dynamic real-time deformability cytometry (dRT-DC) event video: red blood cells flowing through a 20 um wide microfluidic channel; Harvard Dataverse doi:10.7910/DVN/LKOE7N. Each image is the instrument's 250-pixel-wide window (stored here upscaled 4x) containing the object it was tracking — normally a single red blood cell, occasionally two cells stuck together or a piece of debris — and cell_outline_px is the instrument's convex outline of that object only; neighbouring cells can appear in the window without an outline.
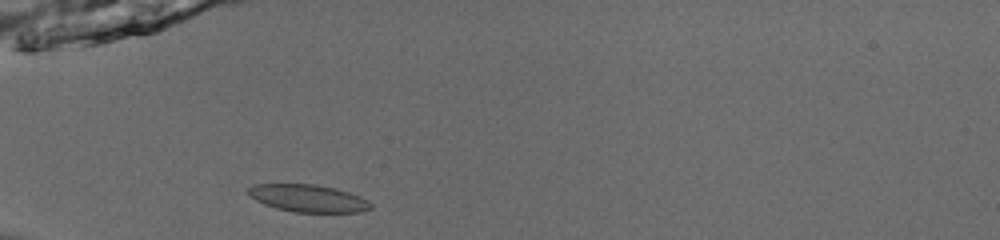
{"species": "common noctule bat (a hibernating species)", "species_latin": "Nyctalus noctula", "temperature_condition": "room temperature", "stored_images_in_passage": 35, "camera_frame_rate_fps": 3000, "um_per_image_px": 0.085, "animal": {"sex": "male", "body_mass_g": 13.0, "forearm_length_mm": 53.1}, "frame": {"image": 1, "passage_image": 1, "time_ms": 0.0, "image_size_px": [1000, 240], "cell_outline_px": [[372, 208], [360, 212], [292, 212], [276, 208], [264, 204], [248, 196], [244, 192], [244, 188], [252, 184], [316, 184], [348, 192], [360, 196], [368, 200], [372, 204]], "centroid_in_image_um": [26.11, 16.85], "position_along_channel_um": 58.9, "area_um2": 19.83}}
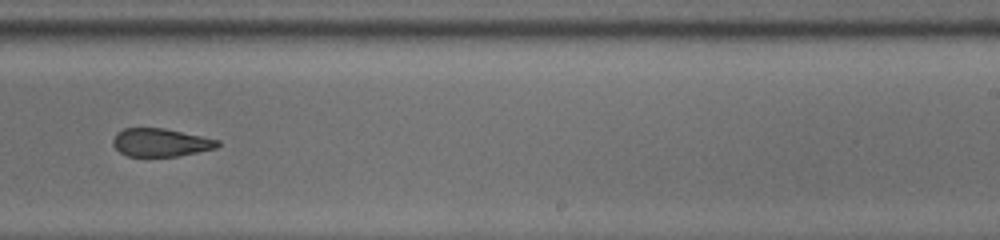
{"frame": {"image": 2, "passage_image": 18, "time_ms": 5.667, "image_size_px": [1000, 240], "cell_outline_px": [[220, 144], [216, 148], [176, 156], [128, 156], [120, 152], [112, 144], [112, 140], [116, 132], [124, 128], [164, 128], [220, 140]], "centroid_in_image_um": [13.63, 12.1], "position_along_channel_um": 275.4, "area_um2": 17.05}}
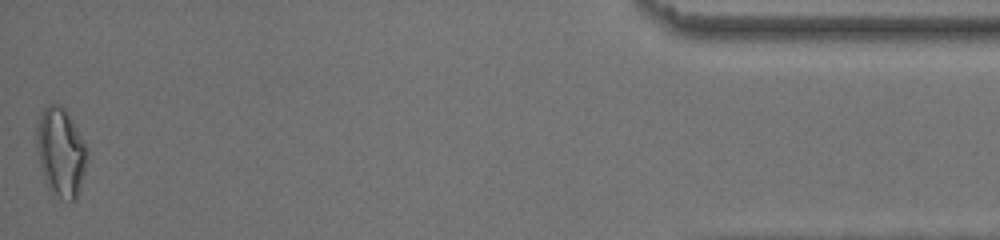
{"frame": {"image": 3, "passage_image": 35, "time_ms": 11.333, "image_size_px": [1000, 240], "cell_outline_px": [[88, 156], [76, 200], [72, 200], [60, 196], [48, 188], [40, 168], [36, 148], [36, 124], [40, 112], [48, 104], [60, 104], [68, 112], [84, 140], [88, 148]], "centroid_in_image_um": [5.15, 12.85], "position_along_channel_um": 430.1, "area_um2": 26.24}, "authors_computed_cell_mechanics": {"area_um2": 19.0162, "velocity_mm_per_s": 3.9811, "shape_relaxation_time_tau1_ms": null, "shape_relaxation_time_tau2_ms": 3.2705, "deformation_change_tau1": null, "deformation_change_tau2": 0.0813}}